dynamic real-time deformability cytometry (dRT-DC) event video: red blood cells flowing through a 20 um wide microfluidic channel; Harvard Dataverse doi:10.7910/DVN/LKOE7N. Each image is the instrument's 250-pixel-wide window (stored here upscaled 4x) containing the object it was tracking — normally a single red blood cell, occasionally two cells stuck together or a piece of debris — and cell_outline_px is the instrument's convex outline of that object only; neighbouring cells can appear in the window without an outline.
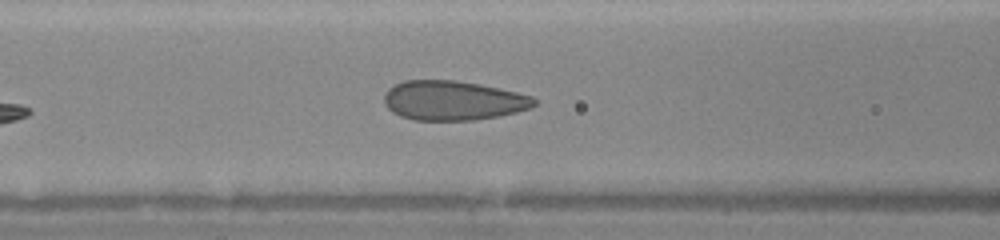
{"species": "human", "species_latin": "Homo sapiens", "temperature_condition": "warm", "stored_images_in_passage": 36, "camera_frame_rate_fps": 3000, "um_per_image_px": 0.085, "donor": {"sex": "female"}, "frame": {"image": 1, "passage_image": 10, "time_ms": 3.0, "image_size_px": [1000, 240], "cell_outline_px": [[536, 104], [532, 108], [500, 116], [472, 120], [412, 120], [400, 116], [392, 112], [384, 104], [384, 96], [388, 88], [404, 80], [456, 80], [480, 84], [516, 92], [532, 96], [536, 100]], "centroid_in_image_um": [38.5, 8.54], "position_along_channel_um": 128.1, "area_um2": 34.68}}
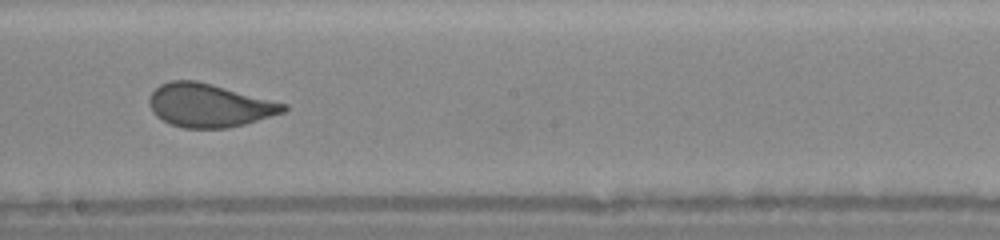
{"frame": {"image": 2, "passage_image": 17, "time_ms": 5.333, "image_size_px": [1000, 240], "cell_outline_px": [[288, 108], [284, 112], [244, 124], [228, 128], [184, 128], [172, 124], [156, 116], [152, 112], [148, 104], [148, 100], [152, 92], [160, 84], [172, 80], [196, 80], [212, 84], [288, 104]], "centroid_in_image_um": [17.77, 8.95], "position_along_channel_um": 230.4, "area_um2": 33.81}}
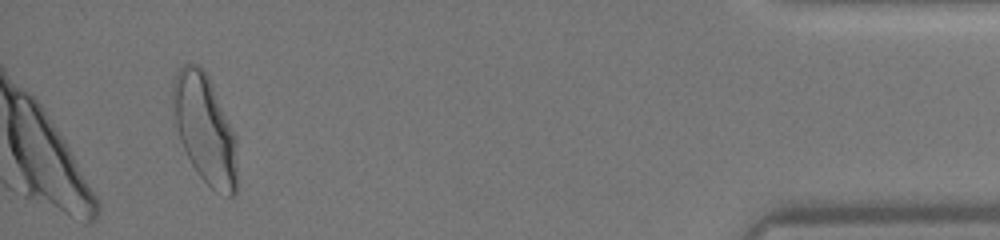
{"frame": {"image": 3, "passage_image": 34, "time_ms": 11.0, "image_size_px": [1000, 240], "cell_outline_px": [[236, 192], [232, 196], [228, 196], [216, 192], [200, 176], [192, 164], [180, 140], [176, 124], [172, 100], [172, 84], [176, 72], [180, 64], [200, 64], [208, 76], [212, 84], [236, 136]], "centroid_in_image_um": [17.41, 10.93], "position_along_channel_um": 417.8, "area_um2": 40.52}}